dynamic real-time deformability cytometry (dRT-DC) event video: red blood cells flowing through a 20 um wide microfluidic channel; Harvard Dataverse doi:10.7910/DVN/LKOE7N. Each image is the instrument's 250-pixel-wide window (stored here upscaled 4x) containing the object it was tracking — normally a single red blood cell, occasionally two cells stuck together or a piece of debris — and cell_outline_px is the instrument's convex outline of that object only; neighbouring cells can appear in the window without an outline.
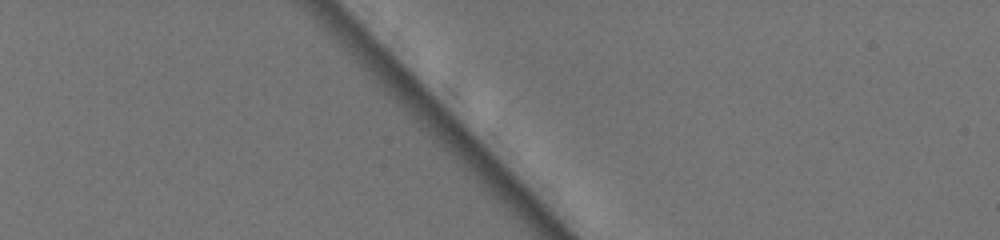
{"species": "common noctule bat (a hibernating species)", "species_latin": "Nyctalus noctula", "temperature_condition": "warm", "stored_images_in_passage": 3, "camera_frame_rate_fps": 3000, "um_per_image_px": 0.085, "animal": {"sex": "female", "body_mass_g": 19.5, "forearm_length_mm": 54.1}, "frame": {"image": 1, "passage_image": 2, "time_ms": 0.333, "image_size_px": [1000, 240], "cell_outline_px": [[596, 104], [588, 112], [528, 48], [528, 28], [532, 20], [552, 36], [576, 56], [592, 76], [596, 88]], "centroid_in_image_um": [47.85, 5.58], "position_along_channel_um": 37.2, "area_um2": 18.21}}